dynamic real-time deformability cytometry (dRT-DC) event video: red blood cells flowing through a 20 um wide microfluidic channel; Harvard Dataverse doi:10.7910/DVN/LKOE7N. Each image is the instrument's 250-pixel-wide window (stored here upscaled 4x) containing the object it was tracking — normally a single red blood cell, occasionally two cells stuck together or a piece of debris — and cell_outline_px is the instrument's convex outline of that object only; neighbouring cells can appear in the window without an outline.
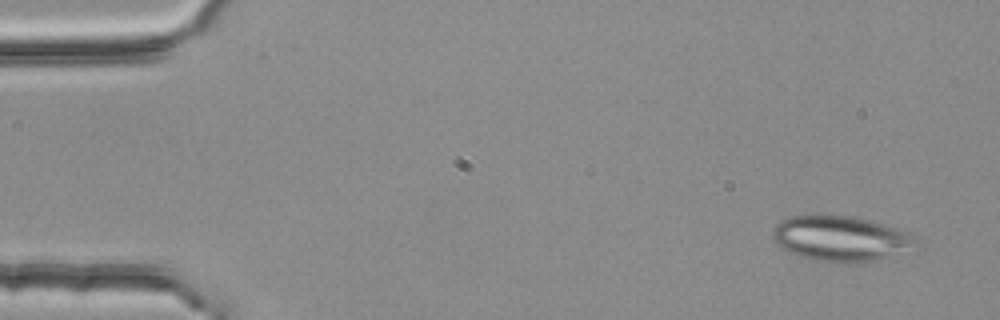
{"species": "common noctule bat (a hibernating species)", "species_latin": "Nyctalus noctula", "temperature_condition": "room temperature", "stored_images_in_passage": 5, "segment_of_instrument_passage": [1, 2], "camera_frame_rate_fps": 3000, "um_per_image_px": 0.085, "animal": {"sex": "female", "body_mass_g": 25.1}, "frame": {"image": 1, "passage_image": 1, "time_ms": 0.0, "image_size_px": [1000, 320], "cell_outline_px": [[908, 248], [880, 260], [816, 260], [792, 252], [776, 244], [772, 236], [772, 232], [776, 224], [780, 220], [792, 216], [852, 216], [884, 224], [908, 232]], "centroid_in_image_um": [71.32, 20.23], "position_along_channel_um": 13.7, "area_um2": 35.66}}